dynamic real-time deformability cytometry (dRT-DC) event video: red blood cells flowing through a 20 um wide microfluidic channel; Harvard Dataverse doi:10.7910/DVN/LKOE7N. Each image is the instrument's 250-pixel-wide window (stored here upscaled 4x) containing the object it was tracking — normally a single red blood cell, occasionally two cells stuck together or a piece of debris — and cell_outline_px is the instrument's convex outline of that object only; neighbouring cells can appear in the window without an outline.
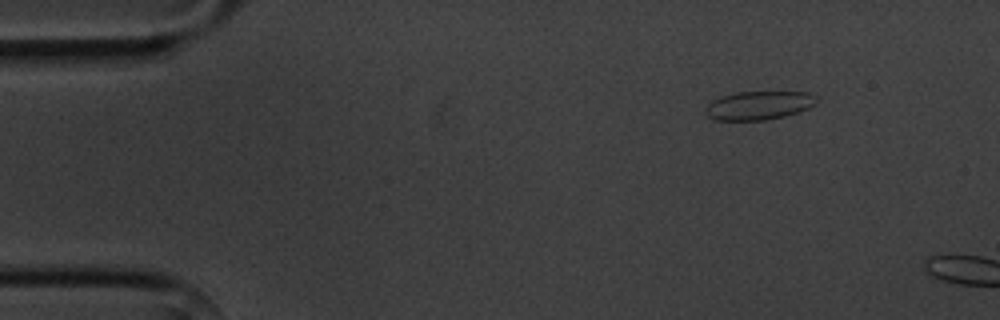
{"species": "common noctule bat (a hibernating species)", "species_latin": "Nyctalus noctula", "temperature_condition": "cold", "stored_images_in_passage": 6, "segment_of_instrument_passage": [2, 2], "camera_frame_rate_fps": 3000, "um_per_image_px": 0.085, "animal": {"sex": "male", "body_mass_g": 20.1, "forearm_length_mm": 53.5}, "frame": {"image": 1, "passage_image": 6, "time_ms": 6.333, "image_size_px": [1000, 320], "cell_outline_px": [[820, 100], [816, 104], [808, 108], [784, 116], [764, 120], [716, 120], [708, 116], [704, 112], [704, 108], [712, 100], [720, 96], [736, 92], [808, 92], [816, 96]], "centroid_in_image_um": [64.49, 8.95], "position_along_channel_um": 20.5, "area_um2": 18.61}}